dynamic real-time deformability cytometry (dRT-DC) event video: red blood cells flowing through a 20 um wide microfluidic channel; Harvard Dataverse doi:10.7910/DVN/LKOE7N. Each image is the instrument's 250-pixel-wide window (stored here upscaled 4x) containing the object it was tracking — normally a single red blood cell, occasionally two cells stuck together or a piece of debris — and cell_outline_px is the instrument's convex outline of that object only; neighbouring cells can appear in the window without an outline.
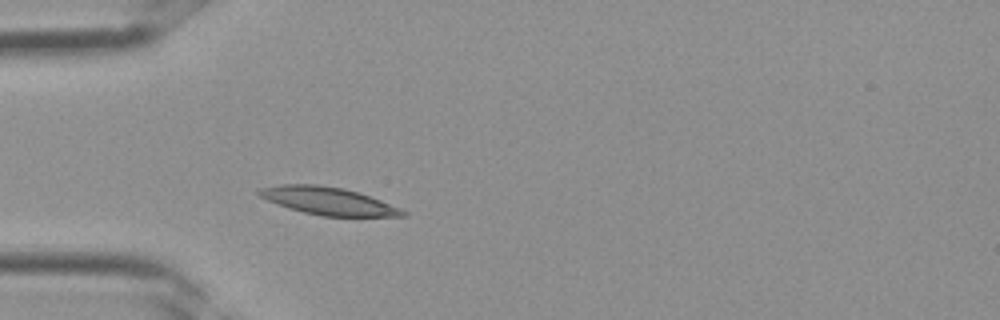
{"species": "Egyptian fruit bat (a non-hibernating species)", "species_latin": "Rousettus aegyptiacus", "temperature_condition": "room temperature", "stored_images_in_passage": 2, "camera_frame_rate_fps": 3000, "um_per_image_px": 0.085, "frame": {"image": 1, "passage_image": 2, "time_ms": 0.333, "image_size_px": [1000, 320], "cell_outline_px": [[408, 216], [320, 216], [288, 208], [268, 200], [260, 196], [256, 192], [260, 188], [280, 184], [316, 184], [344, 188], [380, 200], [400, 208], [408, 212]], "centroid_in_image_um": [27.89, 17.08], "position_along_channel_um": 57.1, "area_um2": 22.95}}